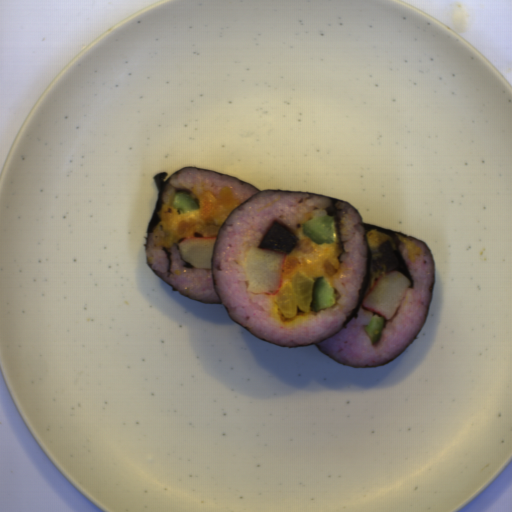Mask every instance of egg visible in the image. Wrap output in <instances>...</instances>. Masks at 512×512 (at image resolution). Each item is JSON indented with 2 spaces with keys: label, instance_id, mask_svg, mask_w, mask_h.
I'll return each mask as SVG.
<instances>
[{
  "label": "egg",
  "instance_id": "egg-4",
  "mask_svg": "<svg viewBox=\"0 0 512 512\" xmlns=\"http://www.w3.org/2000/svg\"><path fill=\"white\" fill-rule=\"evenodd\" d=\"M399 241L405 247L408 257L412 263H415L414 255H420L421 251L419 247L408 237H399Z\"/></svg>",
  "mask_w": 512,
  "mask_h": 512
},
{
  "label": "egg",
  "instance_id": "egg-1",
  "mask_svg": "<svg viewBox=\"0 0 512 512\" xmlns=\"http://www.w3.org/2000/svg\"><path fill=\"white\" fill-rule=\"evenodd\" d=\"M297 243L290 254H284L281 285L299 271L305 272L314 282L318 277H330L339 270V248L337 244L319 245L304 231H297Z\"/></svg>",
  "mask_w": 512,
  "mask_h": 512
},
{
  "label": "egg",
  "instance_id": "egg-3",
  "mask_svg": "<svg viewBox=\"0 0 512 512\" xmlns=\"http://www.w3.org/2000/svg\"><path fill=\"white\" fill-rule=\"evenodd\" d=\"M388 237L380 230H369L366 233V242L370 248V250H374L380 248V244H383L387 241Z\"/></svg>",
  "mask_w": 512,
  "mask_h": 512
},
{
  "label": "egg",
  "instance_id": "egg-2",
  "mask_svg": "<svg viewBox=\"0 0 512 512\" xmlns=\"http://www.w3.org/2000/svg\"><path fill=\"white\" fill-rule=\"evenodd\" d=\"M159 214L162 221L153 236L155 246H173L182 238L177 229L179 221L200 216L201 209L199 208L197 210L187 212L184 215H179L173 206L163 205Z\"/></svg>",
  "mask_w": 512,
  "mask_h": 512
}]
</instances>
